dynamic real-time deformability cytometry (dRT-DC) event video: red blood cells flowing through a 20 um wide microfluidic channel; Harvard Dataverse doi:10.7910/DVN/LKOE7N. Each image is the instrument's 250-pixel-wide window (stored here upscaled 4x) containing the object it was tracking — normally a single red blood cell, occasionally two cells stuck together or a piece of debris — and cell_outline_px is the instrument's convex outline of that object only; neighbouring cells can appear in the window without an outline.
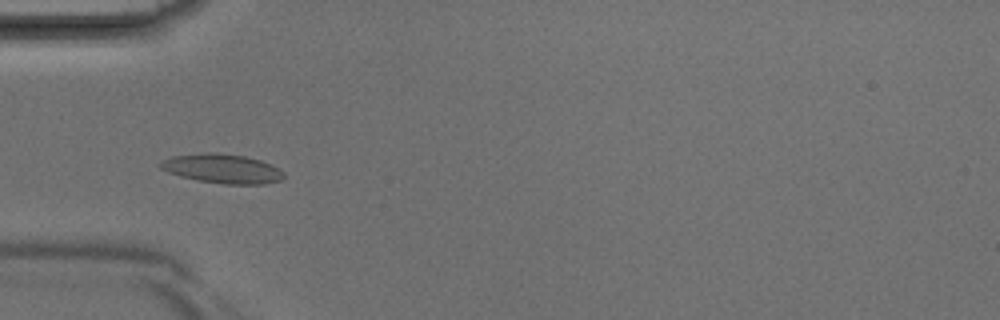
{"species": "Egyptian fruit bat (a non-hibernating species)", "species_latin": "Rousettus aegyptiacus", "temperature_condition": "room temperature", "stored_images_in_passage": 35, "camera_frame_rate_fps": 3000, "um_per_image_px": 0.085, "animal": {"sex": "male"}, "frame": {"image": 1, "passage_image": 6, "time_ms": 1.667, "image_size_px": [1000, 320], "cell_outline_px": [[284, 176], [280, 180], [264, 184], [224, 184], [196, 180], [180, 176], [168, 172], [160, 168], [160, 164], [164, 160], [172, 156], [208, 152], [216, 152], [244, 156], [260, 160], [284, 172]], "centroid_in_image_um": [18.88, 14.34], "position_along_channel_um": 66.1, "area_um2": 20.81}}
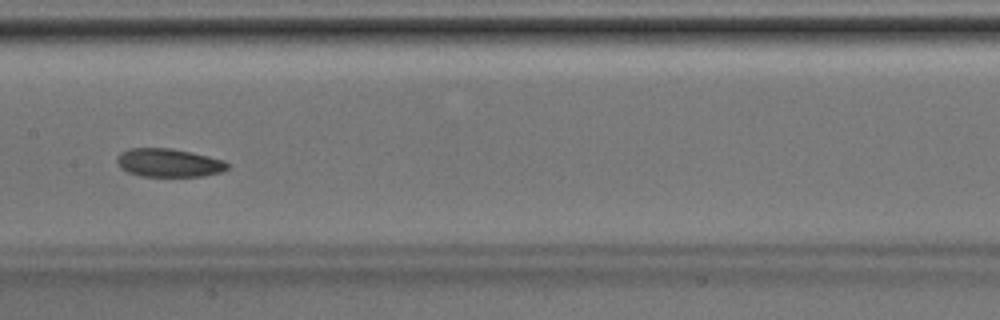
{"frame": {"image": 2, "passage_image": 14, "time_ms": 4.333, "image_size_px": [1000, 320], "cell_outline_px": [[228, 168], [220, 172], [204, 176], [140, 176], [128, 172], [120, 168], [116, 160], [120, 152], [128, 148], [172, 148], [192, 152], [224, 160], [228, 164]], "centroid_in_image_um": [14.32, 13.83], "position_along_channel_um": 193.1, "area_um2": 18.32}}
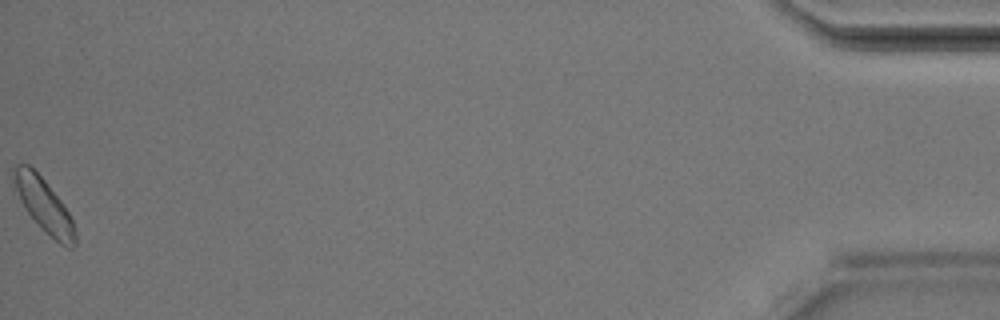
{"frame": {"image": 3, "passage_image": 35, "time_ms": 11.333, "image_size_px": [1000, 320], "cell_outline_px": [[76, 244], [72, 248], [68, 248], [60, 244], [28, 212], [12, 192], [12, 168], [16, 164], [28, 164], [44, 180], [60, 200], [68, 212], [72, 220], [76, 232]], "centroid_in_image_um": [3.67, 17.38], "position_along_channel_um": 431.5, "area_um2": 19.02}}